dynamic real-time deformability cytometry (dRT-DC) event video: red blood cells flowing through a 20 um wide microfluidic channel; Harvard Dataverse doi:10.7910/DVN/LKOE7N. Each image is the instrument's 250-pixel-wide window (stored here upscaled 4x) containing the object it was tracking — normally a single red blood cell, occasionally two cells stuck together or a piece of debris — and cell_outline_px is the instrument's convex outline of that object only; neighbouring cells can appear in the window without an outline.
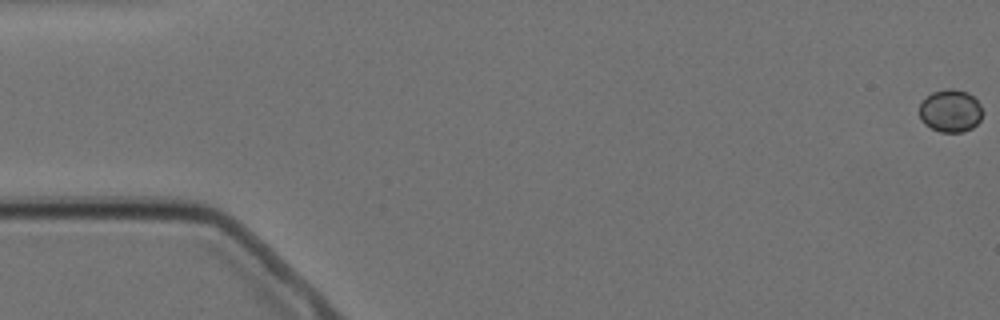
{"species": "Egyptian fruit bat (a non-hibernating species)", "species_latin": "Rousettus aegyptiacus", "temperature_condition": "cold", "stored_images_in_passage": 7, "camera_frame_rate_fps": 3000, "um_per_image_px": 0.085, "animal": {"sex": "female"}, "frame": {"image": 1, "passage_image": 1, "time_ms": 0.0, "image_size_px": [1000, 320], "cell_outline_px": [[984, 112], [980, 120], [972, 128], [964, 132], [940, 132], [924, 124], [920, 120], [920, 104], [932, 92], [948, 88], [952, 88], [968, 92], [980, 104]], "centroid_in_image_um": [80.81, 9.43], "position_along_channel_um": 4.2, "area_um2": 15.78}}
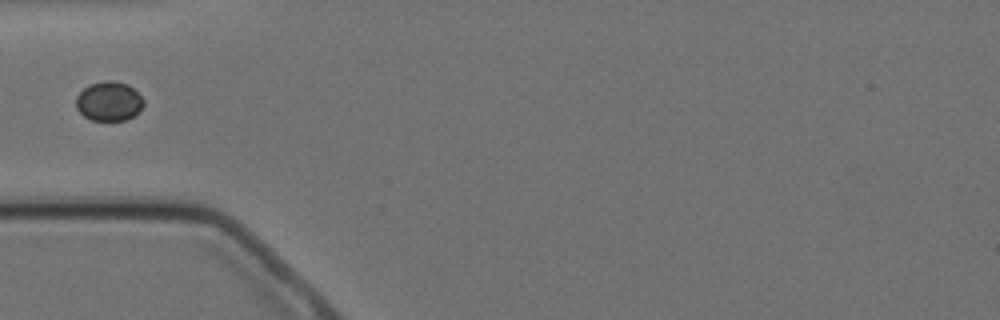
{"frame": {"image": 2, "passage_image": 6, "time_ms": 6.0, "image_size_px": [1000, 320], "cell_outline_px": [[144, 104], [140, 112], [128, 120], [92, 120], [84, 116], [76, 108], [76, 96], [84, 88], [92, 84], [104, 80], [112, 80], [128, 84], [144, 100]], "centroid_in_image_um": [9.28, 8.61], "position_along_channel_um": 75.7, "area_um2": 15.55}}
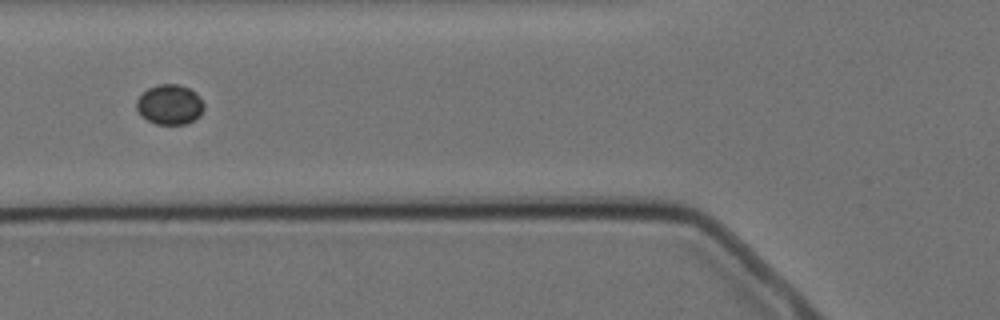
{"frame": {"image": 3, "passage_image": 7, "time_ms": 7.0, "image_size_px": [1000, 320], "cell_outline_px": [[204, 108], [200, 116], [184, 124], [156, 124], [140, 116], [136, 108], [136, 100], [148, 88], [156, 84], [176, 84], [188, 88], [196, 92], [204, 104]], "centroid_in_image_um": [14.41, 8.89], "position_along_channel_um": 111.4, "area_um2": 15.72}}